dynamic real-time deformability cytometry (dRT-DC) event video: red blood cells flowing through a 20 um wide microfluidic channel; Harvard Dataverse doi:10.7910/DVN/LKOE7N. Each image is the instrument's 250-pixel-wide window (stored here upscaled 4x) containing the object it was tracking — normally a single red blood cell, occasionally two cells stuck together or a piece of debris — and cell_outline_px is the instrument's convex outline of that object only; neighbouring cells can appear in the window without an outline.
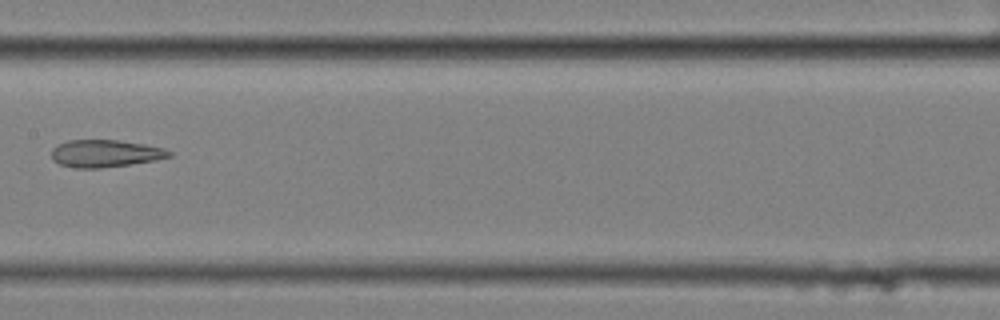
{"species": "common noctule bat (a hibernating species)", "species_latin": "Nyctalus noctula", "temperature_condition": "cold", "stored_images_in_passage": 11, "camera_frame_rate_fps": 3000, "um_per_image_px": 0.085, "animal": {"sex": "female", "body_mass_g": 25.1}, "frame": {"image": 1, "passage_image": 8, "time_ms": 2.333, "image_size_px": [1000, 320], "cell_outline_px": [[172, 156], [156, 160], [100, 168], [76, 168], [60, 164], [52, 160], [52, 148], [56, 144], [68, 140], [120, 140], [144, 144], [164, 148], [172, 152]], "centroid_in_image_um": [8.93, 13.03], "position_along_channel_um": 198.5, "area_um2": 18.79}}
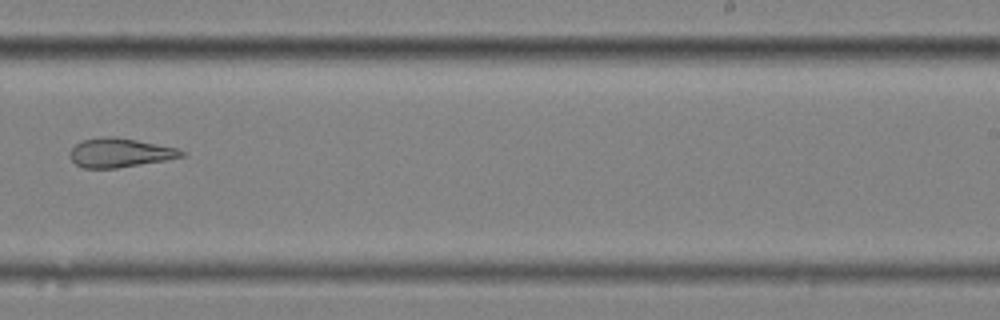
{"frame": {"image": 2, "passage_image": 10, "time_ms": 3.0, "image_size_px": [1000, 320], "cell_outline_px": [[188, 152], [184, 156], [164, 160], [116, 168], [84, 168], [76, 164], [72, 160], [68, 152], [76, 144], [84, 140], [104, 136], [112, 136], [136, 140], [176, 148]], "centroid_in_image_um": [10.17, 12.98], "position_along_channel_um": 278.8, "area_um2": 18.67}}
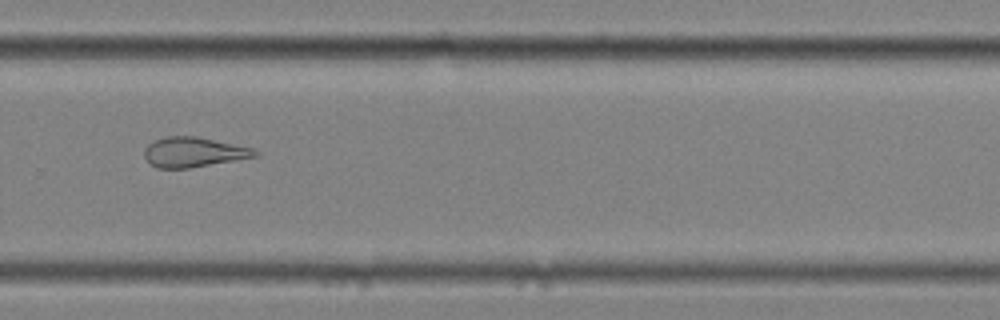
{"frame": {"image": 3, "passage_image": 11, "time_ms": 3.333, "image_size_px": [1000, 320], "cell_outline_px": [[260, 152], [256, 156], [188, 168], [156, 168], [144, 156], [144, 148], [148, 144], [156, 140], [168, 136], [196, 136], [252, 148]], "centroid_in_image_um": [16.42, 12.93], "position_along_channel_um": 313.4, "area_um2": 18.9}}